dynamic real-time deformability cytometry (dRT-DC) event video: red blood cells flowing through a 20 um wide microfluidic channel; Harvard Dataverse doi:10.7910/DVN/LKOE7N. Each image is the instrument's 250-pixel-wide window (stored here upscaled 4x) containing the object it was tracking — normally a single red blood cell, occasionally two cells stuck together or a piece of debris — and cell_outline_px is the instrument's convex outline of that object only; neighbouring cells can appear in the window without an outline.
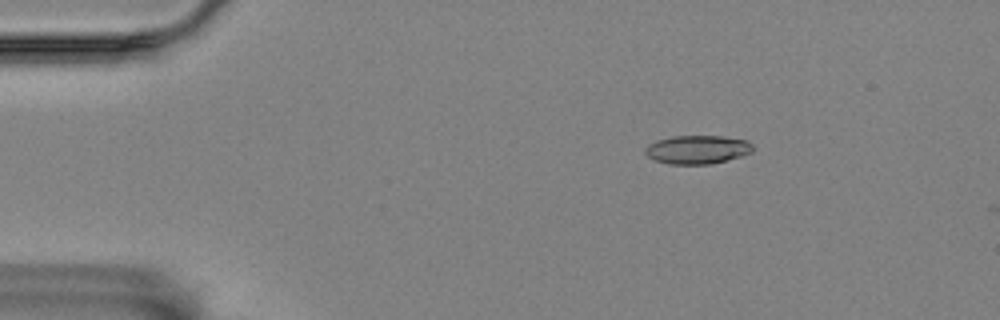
{"species": "Egyptian fruit bat (a non-hibernating species)", "species_latin": "Rousettus aegyptiacus", "temperature_condition": "room temperature", "stored_images_in_passage": 4, "camera_frame_rate_fps": 3000, "um_per_image_px": 0.085, "animal": {"sex": "female"}, "frame": {"image": 1, "passage_image": 3, "time_ms": 0.667, "image_size_px": [1000, 320], "cell_outline_px": [[752, 152], [728, 160], [708, 164], [668, 164], [656, 160], [648, 156], [644, 152], [644, 148], [648, 144], [656, 140], [672, 136], [720, 136], [748, 140], [752, 144]], "centroid_in_image_um": [59.25, 12.71], "position_along_channel_um": 25.7, "area_um2": 17.92}}